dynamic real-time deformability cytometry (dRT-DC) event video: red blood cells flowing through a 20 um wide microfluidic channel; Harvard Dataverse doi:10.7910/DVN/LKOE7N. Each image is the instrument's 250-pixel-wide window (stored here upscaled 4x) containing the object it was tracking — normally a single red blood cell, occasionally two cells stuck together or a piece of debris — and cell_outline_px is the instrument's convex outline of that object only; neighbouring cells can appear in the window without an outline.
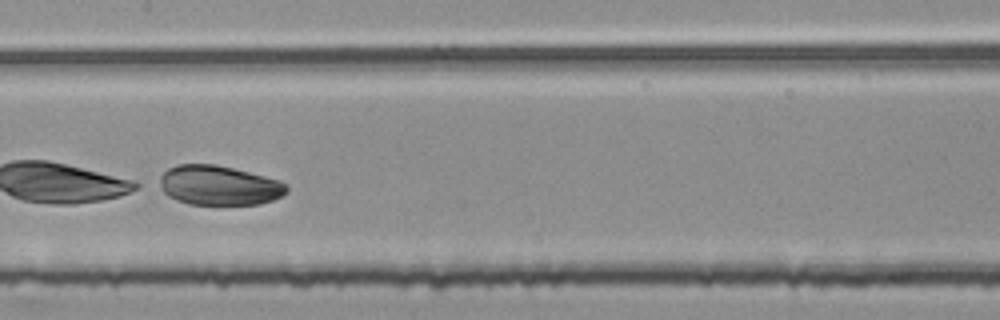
{"species": "common noctule bat (a hibernating species)", "species_latin": "Nyctalus noctula", "temperature_condition": "room temperature", "stored_images_in_passage": 36, "camera_frame_rate_fps": 3000, "um_per_image_px": 0.085, "animal": {"sex": "female", "body_mass_g": 25.1}, "frame": {"image": 1, "passage_image": 27, "time_ms": 8.667, "image_size_px": [1000, 320], "cell_outline_px": [[288, 192], [272, 200], [260, 204], [188, 204], [176, 200], [168, 196], [156, 188], [152, 184], [168, 168], [176, 164], [216, 164], [280, 180], [288, 184]], "centroid_in_image_um": [18.52, 15.75], "position_along_channel_um": 188.9, "area_um2": 29.88}}